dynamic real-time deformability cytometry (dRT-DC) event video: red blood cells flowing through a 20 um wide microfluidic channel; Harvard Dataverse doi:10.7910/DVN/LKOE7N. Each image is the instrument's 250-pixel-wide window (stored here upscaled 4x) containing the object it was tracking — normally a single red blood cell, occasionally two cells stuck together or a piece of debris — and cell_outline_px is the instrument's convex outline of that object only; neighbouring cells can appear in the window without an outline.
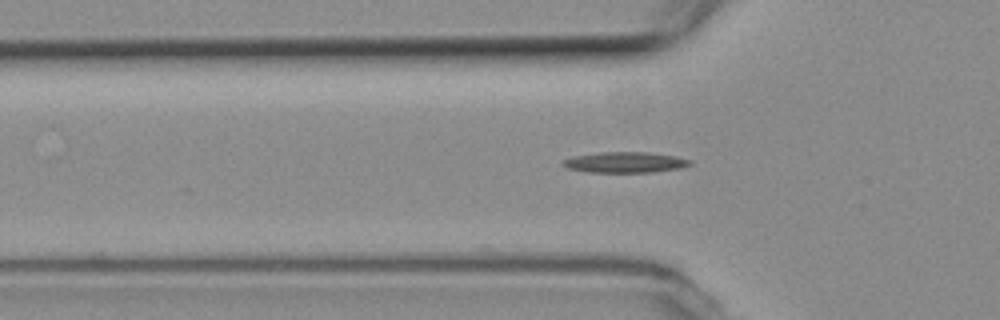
{"species": "common noctule bat (a hibernating species)", "species_latin": "Nyctalus noctula", "temperature_condition": "room temperature", "stored_images_in_passage": 40, "camera_frame_rate_fps": 3000, "um_per_image_px": 0.085, "animal": {"sex": "female", "body_mass_g": 19.3, "forearm_length_mm": 54.1}, "frame": {"image": 1, "passage_image": 3, "time_ms": 0.667, "image_size_px": [1000, 320], "cell_outline_px": [[692, 164], [680, 168], [652, 172], [588, 172], [568, 168], [560, 164], [560, 160], [572, 156], [600, 152], [648, 152], [676, 156], [692, 160]], "centroid_in_image_um": [53.1, 13.79], "position_along_channel_um": 72.7, "area_um2": 15.49}}
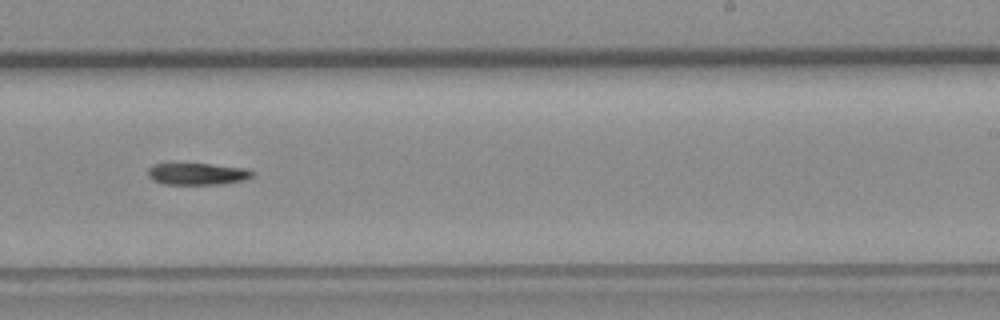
{"frame": {"image": 2, "passage_image": 19, "time_ms": 6.0, "image_size_px": [1000, 320], "cell_outline_px": [[256, 172], [252, 176], [244, 180], [220, 184], [164, 184], [152, 180], [148, 176], [148, 168], [152, 164], [212, 164], [248, 168]], "centroid_in_image_um": [16.8, 14.78], "position_along_channel_um": 272.2, "area_um2": 13.35}}
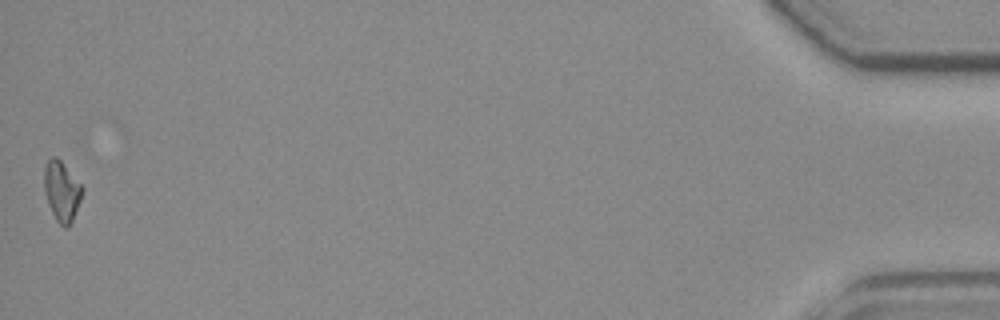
{"frame": {"image": 3, "passage_image": 40, "time_ms": 13.0, "image_size_px": [1000, 320], "cell_outline_px": [[84, 188], [80, 200], [72, 220], [68, 228], [64, 228], [56, 220], [48, 204], [44, 192], [44, 164], [52, 156], [56, 156], [60, 160]], "centroid_in_image_um": [5.22, 16.24], "position_along_channel_um": 430.0, "area_um2": 13.24}}